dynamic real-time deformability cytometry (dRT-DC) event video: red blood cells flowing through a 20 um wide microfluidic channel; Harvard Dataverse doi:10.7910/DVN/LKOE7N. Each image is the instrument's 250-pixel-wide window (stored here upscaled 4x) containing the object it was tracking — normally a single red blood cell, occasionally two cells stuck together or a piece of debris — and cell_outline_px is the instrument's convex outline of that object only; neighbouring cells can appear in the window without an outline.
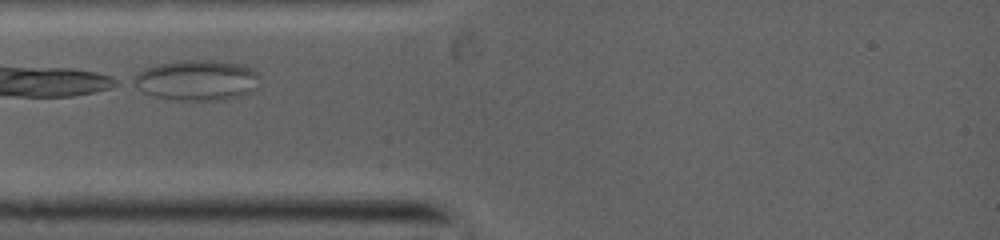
{"species": "common noctule bat (a hibernating species)", "species_latin": "Nyctalus noctula", "temperature_condition": "warm", "stored_images_in_passage": 7, "camera_frame_rate_fps": 5000, "um_per_image_px": 0.085, "animal": {"sex": "female", "body_mass_g": 19.0, "forearm_length_mm": 53.3}, "frame": {"image": 1, "passage_image": 1, "time_ms": 0.0, "image_size_px": [1000, 240], "cell_outline_px": [[256, 88], [240, 96], [156, 96], [144, 92], [132, 84], [128, 80], [140, 72], [148, 68], [160, 64], [180, 60], [212, 60], [244, 64], [256, 72]], "centroid_in_image_um": [16.69, 6.71], "position_along_channel_um": 68.3, "area_um2": 27.63}}